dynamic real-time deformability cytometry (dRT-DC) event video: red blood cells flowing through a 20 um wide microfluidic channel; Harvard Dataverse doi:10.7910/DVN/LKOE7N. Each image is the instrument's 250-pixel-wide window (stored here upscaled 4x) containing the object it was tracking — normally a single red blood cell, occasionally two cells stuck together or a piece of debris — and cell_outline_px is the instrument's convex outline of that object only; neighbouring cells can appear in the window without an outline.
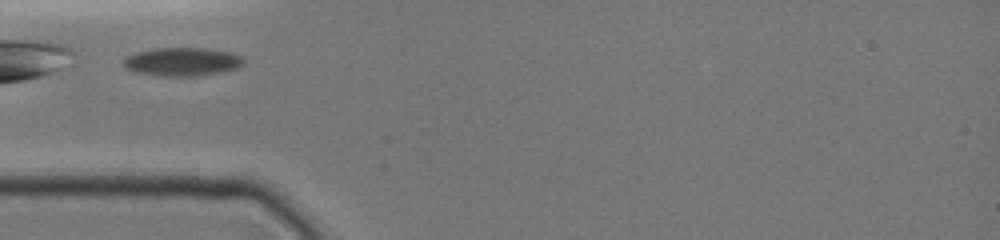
{"species": "common noctule bat (a hibernating species)", "species_latin": "Nyctalus noctula", "temperature_condition": "cold", "stored_images_in_passage": 27, "camera_frame_rate_fps": 3000, "um_per_image_px": 0.085, "animal": {"sex": "female", "body_mass_g": 19.0, "forearm_length_mm": 51.5}, "frame": {"image": 1, "passage_image": 1, "time_ms": 0.0, "image_size_px": [1000, 240], "cell_outline_px": [[244, 60], [236, 68], [196, 76], [176, 76], [136, 72], [128, 68], [124, 64], [124, 56], [136, 52], [156, 48], [204, 48], [232, 52], [244, 56]], "centroid_in_image_um": [15.5, 5.22], "position_along_channel_um": 69.5, "area_um2": 19.48}}